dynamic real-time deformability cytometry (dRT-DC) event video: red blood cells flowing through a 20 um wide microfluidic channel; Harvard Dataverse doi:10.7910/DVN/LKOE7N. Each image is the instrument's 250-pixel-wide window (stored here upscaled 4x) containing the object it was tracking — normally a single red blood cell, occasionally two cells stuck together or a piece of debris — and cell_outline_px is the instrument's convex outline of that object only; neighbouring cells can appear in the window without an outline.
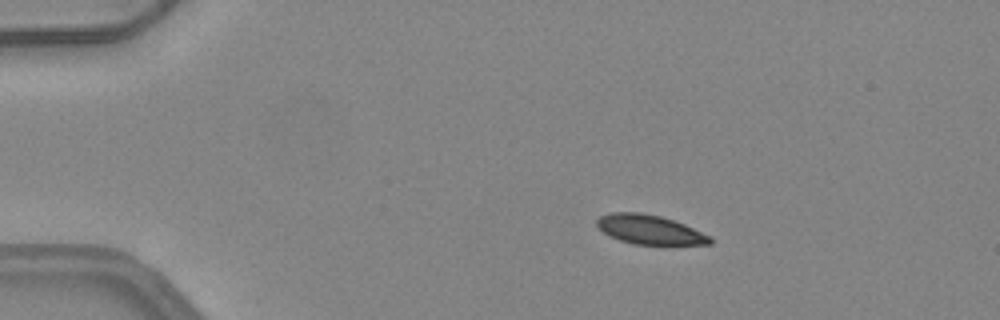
{"species": "common noctule bat (a hibernating species)", "species_latin": "Nyctalus noctula", "temperature_condition": "warm", "stored_images_in_passage": 42, "camera_frame_rate_fps": 3000, "um_per_image_px": 0.085, "animal": {"sex": "female", "body_mass_g": 24.6, "forearm_length_mm": 56.2}, "frame": {"image": 1, "passage_image": 1, "time_ms": 0.0, "image_size_px": [1000, 320], "cell_outline_px": [[712, 244], [632, 244], [620, 240], [604, 232], [596, 224], [596, 220], [600, 216], [612, 212], [640, 212], [660, 216], [684, 224], [712, 236]], "centroid_in_image_um": [55.24, 19.51], "position_along_channel_um": 29.8, "area_um2": 19.13}}
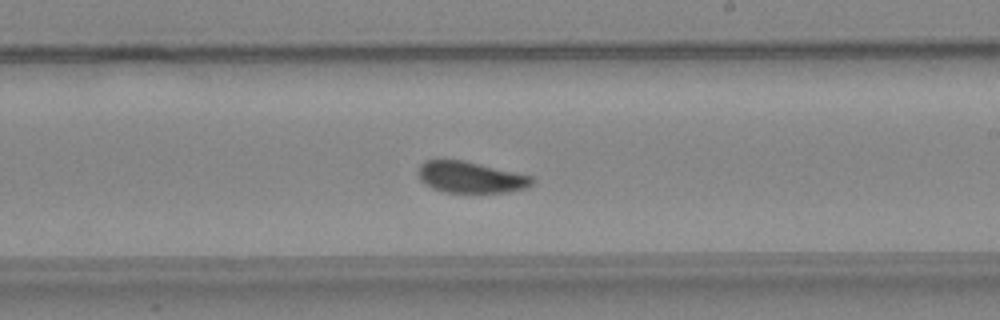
{"frame": {"image": 2, "passage_image": 22, "time_ms": 7.0, "image_size_px": [1000, 320], "cell_outline_px": [[536, 180], [532, 184], [524, 188], [508, 192], [448, 192], [432, 188], [424, 184], [420, 180], [416, 172], [420, 164], [424, 160], [464, 160], [532, 176]], "centroid_in_image_um": [39.97, 15.06], "position_along_channel_um": 249.0, "area_um2": 20.81}}
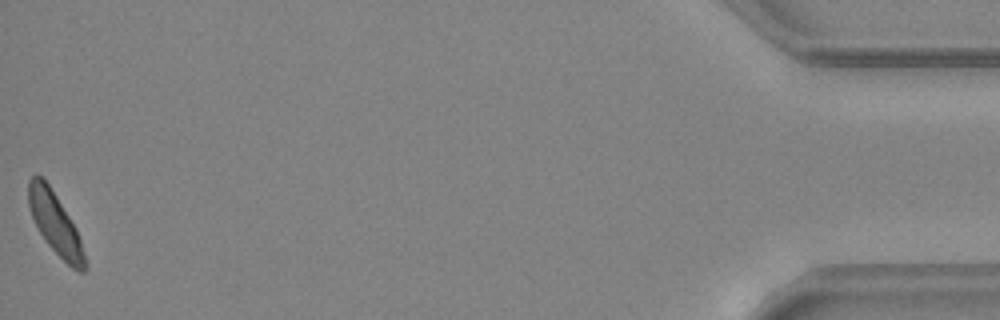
{"frame": {"image": 3, "passage_image": 42, "time_ms": 13.667, "image_size_px": [1000, 320], "cell_outline_px": [[88, 268], [84, 272], [80, 272], [72, 268], [48, 244], [40, 232], [32, 216], [28, 204], [28, 180], [36, 172], [48, 184], [56, 196], [76, 228], [80, 240]], "centroid_in_image_um": [4.69, 18.99], "position_along_channel_um": 430.5, "area_um2": 19.77}, "authors_computed_cell_mechanics": {"area_um2": 20.9814, "velocity_mm_per_s": 4.1399, "shape_relaxation_time_tau1_ms": 6.7802, "shape_relaxation_time_tau2_ms": 4.5447, "deformation_change_tau1": 0.1505, "deformation_change_tau2": 0.1039}}